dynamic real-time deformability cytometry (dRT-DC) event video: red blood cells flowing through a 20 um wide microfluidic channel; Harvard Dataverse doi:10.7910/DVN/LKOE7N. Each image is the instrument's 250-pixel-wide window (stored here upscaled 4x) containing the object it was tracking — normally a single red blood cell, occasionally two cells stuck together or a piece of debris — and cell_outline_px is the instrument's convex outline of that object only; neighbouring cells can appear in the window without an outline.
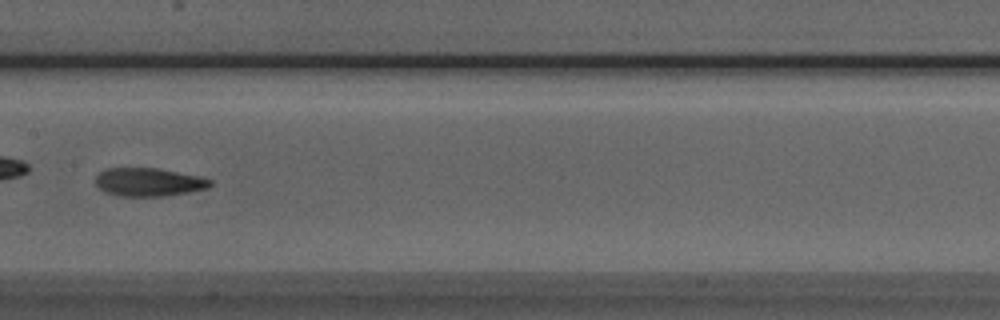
{"species": "Egyptian fruit bat (a non-hibernating species)", "species_latin": "Rousettus aegyptiacus", "temperature_condition": "room temperature", "stored_images_in_passage": 36, "camera_frame_rate_fps": 3000, "um_per_image_px": 0.085, "animal": {"sex": "male"}, "frame": {"image": 1, "passage_image": 21, "time_ms": 6.667, "image_size_px": [1000, 320], "cell_outline_px": [[212, 184], [208, 188], [188, 192], [164, 196], [120, 196], [104, 192], [96, 184], [96, 176], [104, 168], [156, 168], [200, 176], [212, 180]], "centroid_in_image_um": [12.63, 15.47], "position_along_channel_um": 194.8, "area_um2": 18.9}, "authors_computed_cell_mechanics": {"area_um2": 19.5942, "velocity_mm_per_s": 3.9786, "shape_relaxation_time_tau1_ms": 5.2503, "shape_relaxation_time_tau2_ms": 3.8213, "deformation_change_tau1": 0.176, "deformation_change_tau2": 0.1283}}